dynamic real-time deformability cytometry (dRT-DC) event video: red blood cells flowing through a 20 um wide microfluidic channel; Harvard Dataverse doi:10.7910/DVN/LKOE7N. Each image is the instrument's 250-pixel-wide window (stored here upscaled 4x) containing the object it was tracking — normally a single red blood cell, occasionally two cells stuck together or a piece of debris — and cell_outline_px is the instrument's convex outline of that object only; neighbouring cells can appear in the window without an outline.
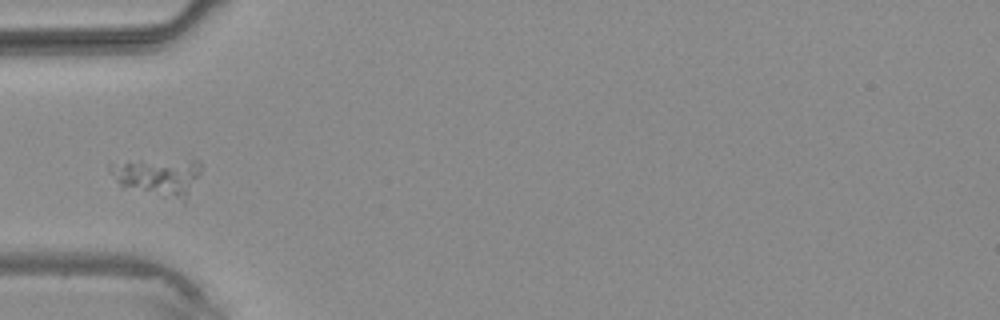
{"species": "common noctule bat (a hibernating species)", "species_latin": "Nyctalus noctula", "temperature_condition": "warm", "stored_images_in_passage": 1, "camera_frame_rate_fps": 3000, "um_per_image_px": 0.085, "animal": {"sex": "male", "body_mass_g": 20.4}, "frame": {"image": 1, "passage_image": 1, "time_ms": 0.0, "image_size_px": [1000, 320], "cell_outline_px": [[204, 164], [184, 204], [120, 188], [108, 172], [108, 168], [140, 160], [200, 160]], "centroid_in_image_um": [13.49, 15.11], "position_along_channel_um": 71.5, "area_um2": 20.87}}